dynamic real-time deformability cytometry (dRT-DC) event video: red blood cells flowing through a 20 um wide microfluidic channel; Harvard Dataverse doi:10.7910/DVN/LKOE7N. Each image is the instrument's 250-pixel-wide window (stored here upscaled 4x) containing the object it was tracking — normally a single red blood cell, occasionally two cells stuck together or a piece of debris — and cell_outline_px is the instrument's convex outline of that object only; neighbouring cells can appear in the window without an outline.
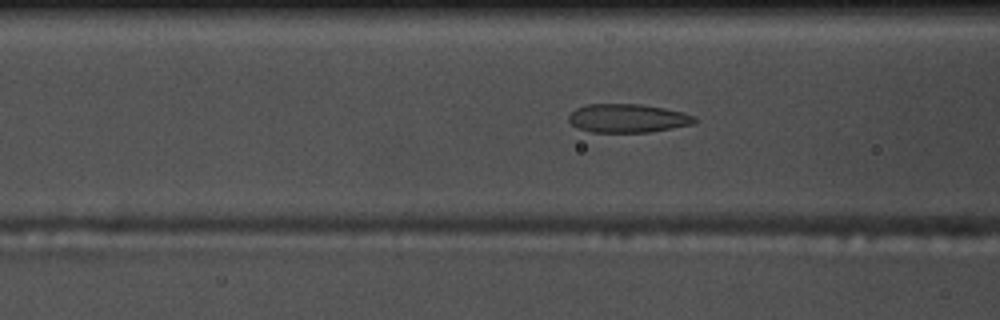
{"species": "common noctule bat (a hibernating species)", "species_latin": "Nyctalus noctula", "temperature_condition": "warm", "stored_images_in_passage": 33, "camera_frame_rate_fps": 3000, "um_per_image_px": 0.085, "animal": {"sex": "male", "body_mass_g": 17.5, "forearm_length_mm": 52.3}, "frame": {"image": 1, "passage_image": 6, "time_ms": 1.667, "image_size_px": [1000, 320], "cell_outline_px": [[696, 124], [648, 132], [592, 132], [576, 128], [568, 120], [568, 116], [576, 108], [588, 104], [640, 104], [664, 108], [684, 112], [696, 116]], "centroid_in_image_um": [53.37, 10.05], "position_along_channel_um": 113.2, "area_um2": 21.1}}
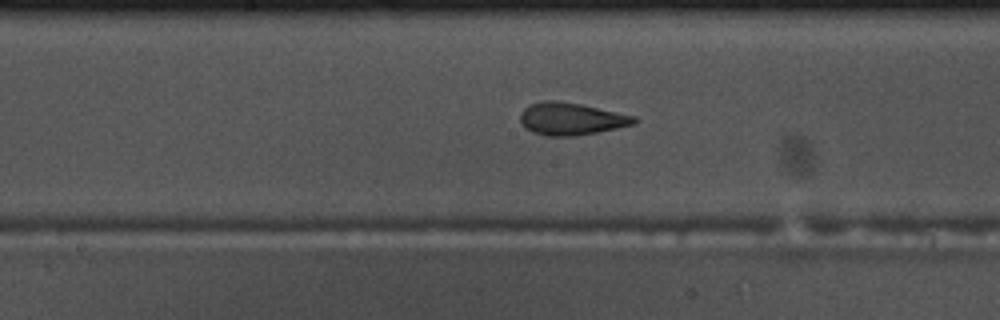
{"frame": {"image": 2, "passage_image": 13, "time_ms": 4.0, "image_size_px": [1000, 320], "cell_outline_px": [[640, 120], [636, 124], [576, 136], [544, 136], [532, 132], [524, 128], [520, 120], [520, 112], [528, 104], [544, 100], [556, 100], [580, 104], [636, 116]], "centroid_in_image_um": [48.53, 10.1], "position_along_channel_um": 199.7, "area_um2": 21.73}}
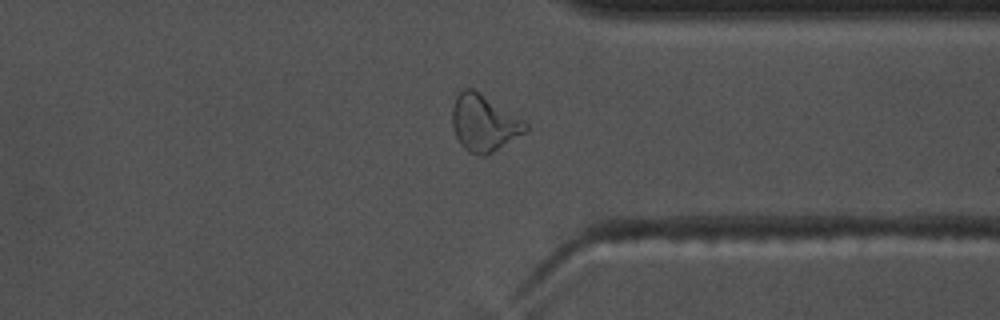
{"frame": {"image": 3, "passage_image": 27, "time_ms": 8.667, "image_size_px": [1000, 320], "cell_outline_px": [[532, 128], [528, 132], [492, 152], [484, 156], [480, 156], [468, 152], [460, 144], [452, 128], [452, 108], [456, 96], [464, 88], [472, 88], [524, 120]], "centroid_in_image_um": [41.15, 10.48], "position_along_channel_um": 370.2, "area_um2": 24.28}, "authors_computed_cell_mechanics": {"area_um2": 21.2704, "velocity_mm_per_s": 3.7152, "shape_relaxation_time_tau1_ms": null, "shape_relaxation_time_tau2_ms": 1.3751, "deformation_change_tau1": null, "deformation_change_tau2": 0.0818}}